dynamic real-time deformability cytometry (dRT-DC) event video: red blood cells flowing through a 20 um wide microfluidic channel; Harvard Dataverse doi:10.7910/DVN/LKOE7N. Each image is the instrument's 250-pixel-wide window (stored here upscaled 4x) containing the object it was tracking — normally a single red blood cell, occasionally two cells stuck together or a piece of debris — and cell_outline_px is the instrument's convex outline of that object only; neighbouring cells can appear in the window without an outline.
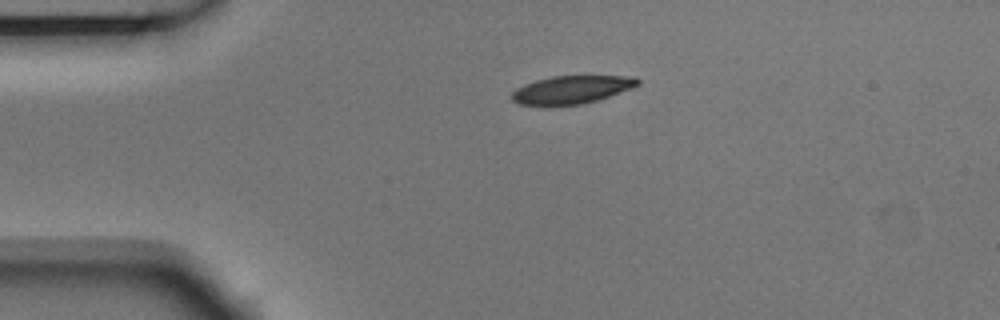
{"species": "Egyptian fruit bat (a non-hibernating species)", "species_latin": "Rousettus aegyptiacus", "temperature_condition": "room temperature", "stored_images_in_passage": 2, "camera_frame_rate_fps": 3000, "um_per_image_px": 0.085, "animal": {"sex": "male"}, "frame": {"image": 1, "passage_image": 1, "time_ms": 0.0, "image_size_px": [1000, 320], "cell_outline_px": [[640, 84], [632, 88], [596, 100], [580, 104], [520, 104], [512, 100], [512, 92], [516, 88], [524, 84], [536, 80], [552, 76], [636, 76], [640, 80]], "centroid_in_image_um": [48.62, 7.59], "position_along_channel_um": 36.4, "area_um2": 20.11}}